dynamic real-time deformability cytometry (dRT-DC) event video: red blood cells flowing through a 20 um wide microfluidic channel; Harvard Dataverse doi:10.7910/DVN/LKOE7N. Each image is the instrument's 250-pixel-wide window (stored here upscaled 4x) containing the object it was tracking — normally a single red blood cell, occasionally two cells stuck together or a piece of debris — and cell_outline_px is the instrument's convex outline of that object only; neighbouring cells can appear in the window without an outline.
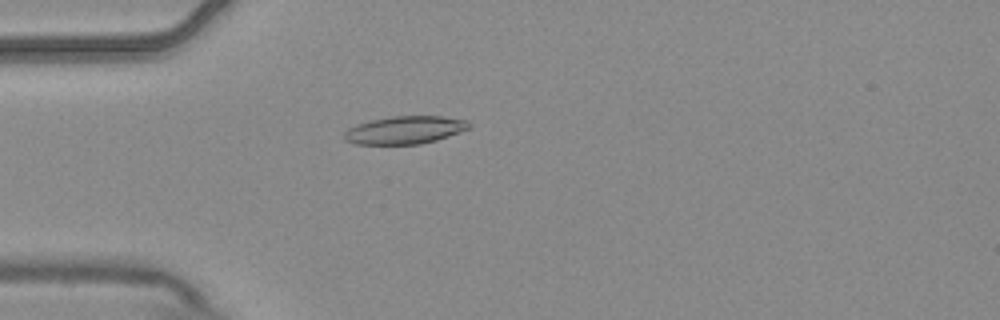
{"species": "common noctule bat (a hibernating species)", "species_latin": "Nyctalus noctula", "temperature_condition": "warm", "stored_images_in_passage": 5, "camera_frame_rate_fps": 3000, "um_per_image_px": 0.085, "animal": {"sex": "male", "body_mass_g": 20.4}, "frame": {"image": 1, "passage_image": 4, "time_ms": 1.0, "image_size_px": [1000, 320], "cell_outline_px": [[472, 128], [436, 140], [420, 144], [356, 144], [344, 140], [344, 132], [348, 128], [356, 124], [368, 120], [392, 116], [444, 116], [468, 120], [472, 124]], "centroid_in_image_um": [34.43, 11.04], "position_along_channel_um": 50.6, "area_um2": 20.52}}